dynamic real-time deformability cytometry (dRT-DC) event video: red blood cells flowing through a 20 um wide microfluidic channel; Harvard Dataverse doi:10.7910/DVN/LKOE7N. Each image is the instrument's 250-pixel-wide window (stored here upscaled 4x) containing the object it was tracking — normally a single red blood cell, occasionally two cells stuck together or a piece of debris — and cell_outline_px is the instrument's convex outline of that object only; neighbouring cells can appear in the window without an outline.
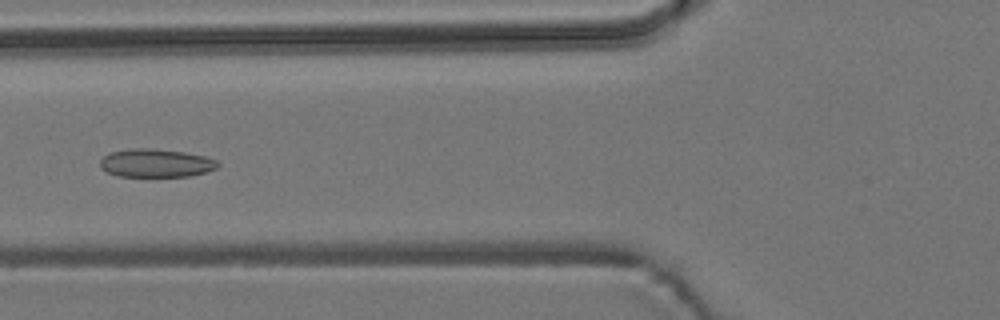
{"species": "common noctule bat (a hibernating species)", "species_latin": "Nyctalus noctula", "temperature_condition": "room temperature", "stored_images_in_passage": 53, "camera_frame_rate_fps": 3000, "um_per_image_px": 0.085, "animal": {"sex": "male", "body_mass_g": 19.2, "forearm_length_mm": 51.8}, "frame": {"image": 1, "passage_image": 20, "time_ms": 6.333, "image_size_px": [1000, 320], "cell_outline_px": [[220, 164], [216, 168], [204, 172], [188, 176], [116, 176], [100, 168], [100, 160], [108, 152], [132, 148], [148, 148], [184, 152], [204, 156], [216, 160]], "centroid_in_image_um": [13.21, 13.85], "position_along_channel_um": 112.6, "area_um2": 19.31}}
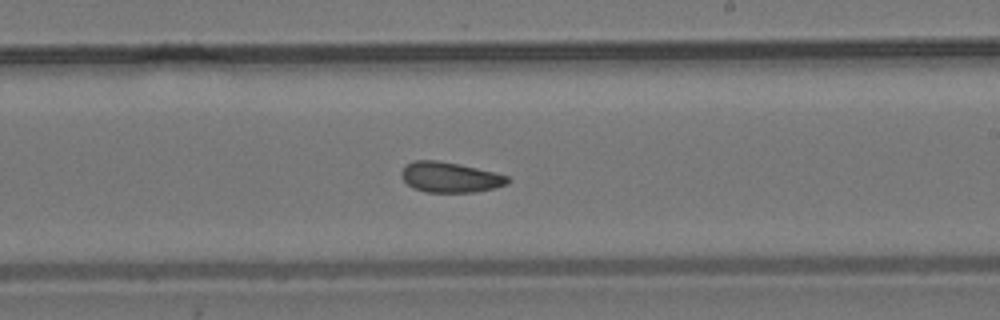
{"frame": {"image": 2, "passage_image": 31, "time_ms": 10.0, "image_size_px": [1000, 320], "cell_outline_px": [[512, 180], [508, 184], [476, 192], [424, 192], [412, 188], [400, 176], [400, 172], [404, 164], [412, 160], [436, 160], [460, 164], [496, 172], [508, 176]], "centroid_in_image_um": [38.23, 15.05], "position_along_channel_um": 250.8, "area_um2": 19.13}}
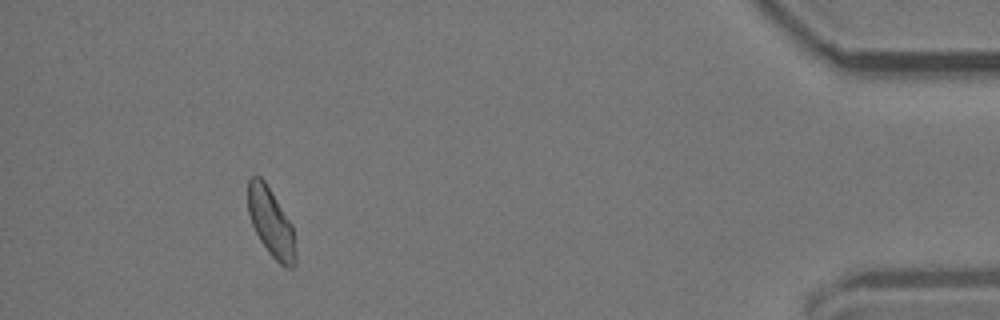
{"frame": {"image": 3, "passage_image": 49, "time_ms": 16.0, "image_size_px": [1000, 320], "cell_outline_px": [[296, 264], [292, 268], [288, 268], [280, 264], [268, 252], [260, 240], [252, 224], [248, 212], [248, 180], [252, 176], [260, 176], [264, 180], [292, 224], [296, 252]], "centroid_in_image_um": [23.04, 18.93], "position_along_channel_um": 412.2, "area_um2": 18.9}, "authors_computed_cell_mechanics": {"area_um2": 19.5364, "velocity_mm_per_s": 3.7727, "shape_relaxation_time_tau1_ms": null, "shape_relaxation_time_tau2_ms": 3.2416, "deformation_change_tau1": null, "deformation_change_tau2": 0.0802}}